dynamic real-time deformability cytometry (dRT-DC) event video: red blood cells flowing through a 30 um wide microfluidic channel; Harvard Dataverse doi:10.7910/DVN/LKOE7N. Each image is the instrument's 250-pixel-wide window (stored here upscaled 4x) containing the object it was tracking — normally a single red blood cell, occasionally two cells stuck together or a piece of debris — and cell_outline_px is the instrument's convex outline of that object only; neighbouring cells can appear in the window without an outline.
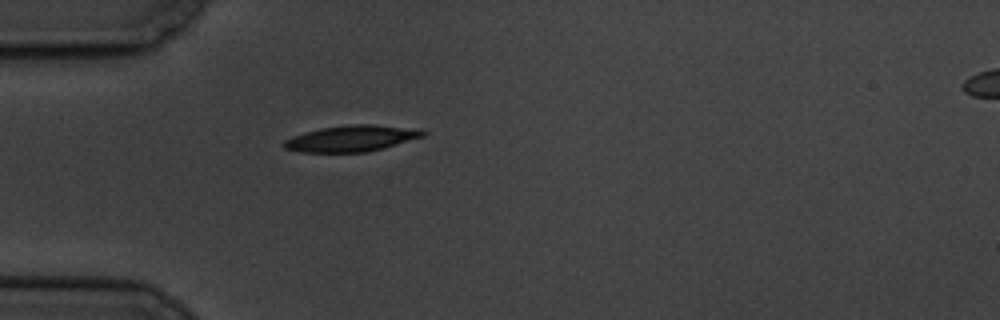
{"species": "common noctule bat (a hibernating species)", "species_latin": "Nyctalus noctula", "temperature_condition": "cold", "stored_images_in_passage": 1, "camera_frame_rate_fps": 3000, "um_per_image_px": 0.085, "animal": {"sex": "male", "body_mass_g": 19.5, "forearm_length_mm": 54.6}, "frame": {"image": 1, "passage_image": 1, "time_ms": 0.0, "image_size_px": [1000, 320], "cell_outline_px": [[428, 132], [424, 136], [384, 148], [368, 152], [300, 152], [284, 148], [284, 140], [292, 136], [304, 132], [320, 128], [352, 124], [372, 124], [420, 128]], "centroid_in_image_um": [29.92, 11.76], "position_along_channel_um": 55.1, "area_um2": 21.39}}